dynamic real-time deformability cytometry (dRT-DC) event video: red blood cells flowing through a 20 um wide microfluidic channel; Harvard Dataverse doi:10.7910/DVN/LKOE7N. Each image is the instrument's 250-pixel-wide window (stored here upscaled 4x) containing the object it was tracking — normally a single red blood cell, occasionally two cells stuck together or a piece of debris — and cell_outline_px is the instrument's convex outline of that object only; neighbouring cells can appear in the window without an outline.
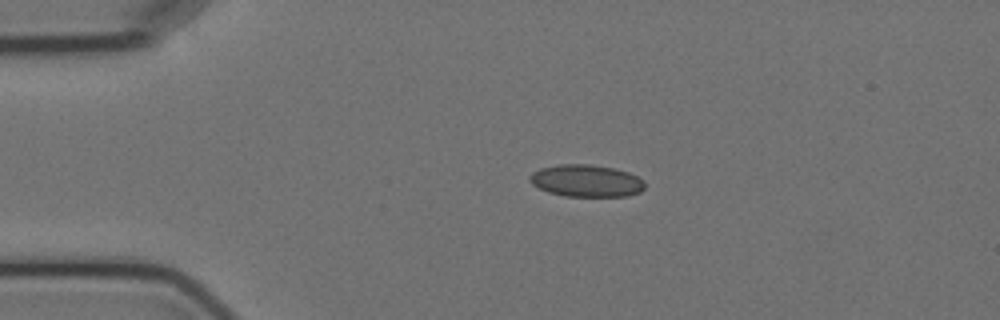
{"species": "Egyptian fruit bat (a non-hibernating species)", "species_latin": "Rousettus aegyptiacus", "temperature_condition": "cold", "stored_images_in_passage": 4, "camera_frame_rate_fps": 3000, "um_per_image_px": 0.085, "animal": {"sex": "female"}, "frame": {"image": 1, "passage_image": 3, "time_ms": 3.333, "image_size_px": [1000, 320], "cell_outline_px": [[644, 188], [640, 192], [628, 196], [564, 196], [548, 192], [532, 184], [528, 180], [528, 176], [532, 172], [540, 168], [560, 164], [592, 164], [616, 168], [628, 172], [644, 180]], "centroid_in_image_um": [49.82, 15.36], "position_along_channel_um": 35.2, "area_um2": 21.73}}